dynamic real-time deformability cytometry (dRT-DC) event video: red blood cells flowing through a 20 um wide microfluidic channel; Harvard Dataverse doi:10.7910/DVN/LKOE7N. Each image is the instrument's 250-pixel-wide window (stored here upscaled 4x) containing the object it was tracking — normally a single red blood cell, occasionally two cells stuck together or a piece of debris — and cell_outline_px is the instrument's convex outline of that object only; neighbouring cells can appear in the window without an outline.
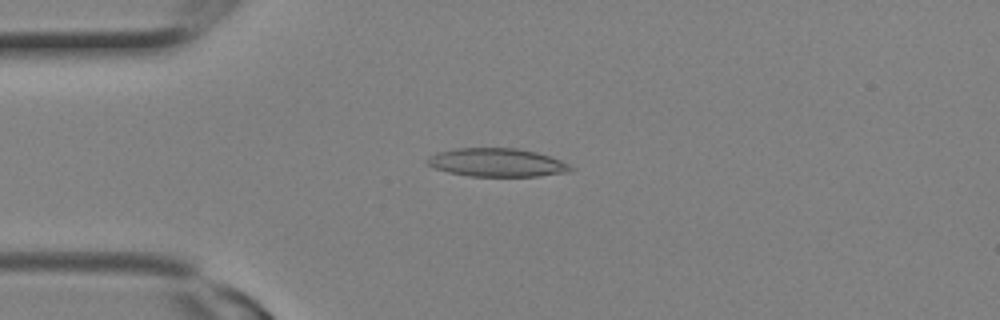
{"species": "Egyptian fruit bat (a non-hibernating species)", "species_latin": "Rousettus aegyptiacus", "temperature_condition": "room temperature", "stored_images_in_passage": 13, "camera_frame_rate_fps": 3000, "um_per_image_px": 0.085, "animal": {"sex": "female"}, "frame": {"image": 1, "passage_image": 6, "time_ms": 1.667, "image_size_px": [1000, 320], "cell_outline_px": [[576, 168], [568, 172], [540, 176], [468, 176], [448, 172], [436, 168], [428, 164], [424, 160], [428, 156], [436, 152], [456, 148], [516, 148], [536, 152], [560, 160]], "centroid_in_image_um": [42.22, 13.81], "position_along_channel_um": 42.8, "area_um2": 23.76}}
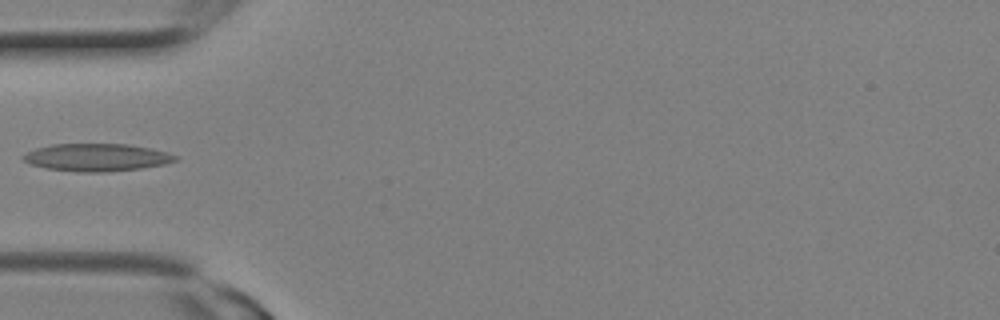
{"frame": {"image": 2, "passage_image": 8, "time_ms": 2.333, "image_size_px": [1000, 320], "cell_outline_px": [[180, 156], [176, 160], [164, 164], [140, 168], [108, 172], [80, 172], [44, 168], [32, 164], [24, 160], [20, 156], [24, 152], [36, 148], [52, 144], [128, 144], [152, 148], [168, 152]], "centroid_in_image_um": [8.22, 13.37], "position_along_channel_um": 76.8, "area_um2": 24.62}}
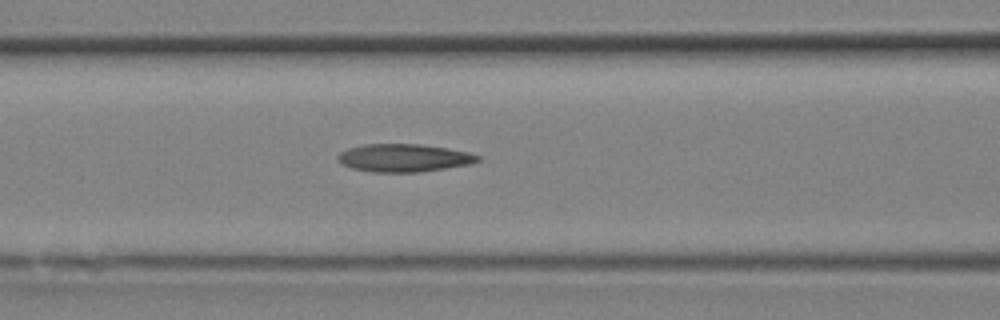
{"frame": {"image": 3, "passage_image": 10, "time_ms": 3.0, "image_size_px": [1000, 320], "cell_outline_px": [[480, 160], [468, 164], [420, 172], [372, 172], [352, 168], [340, 164], [336, 160], [336, 156], [340, 152], [348, 148], [364, 144], [420, 144], [448, 148], [468, 152], [480, 156]], "centroid_in_image_um": [34.27, 13.42], "position_along_channel_um": 132.3, "area_um2": 22.77}}